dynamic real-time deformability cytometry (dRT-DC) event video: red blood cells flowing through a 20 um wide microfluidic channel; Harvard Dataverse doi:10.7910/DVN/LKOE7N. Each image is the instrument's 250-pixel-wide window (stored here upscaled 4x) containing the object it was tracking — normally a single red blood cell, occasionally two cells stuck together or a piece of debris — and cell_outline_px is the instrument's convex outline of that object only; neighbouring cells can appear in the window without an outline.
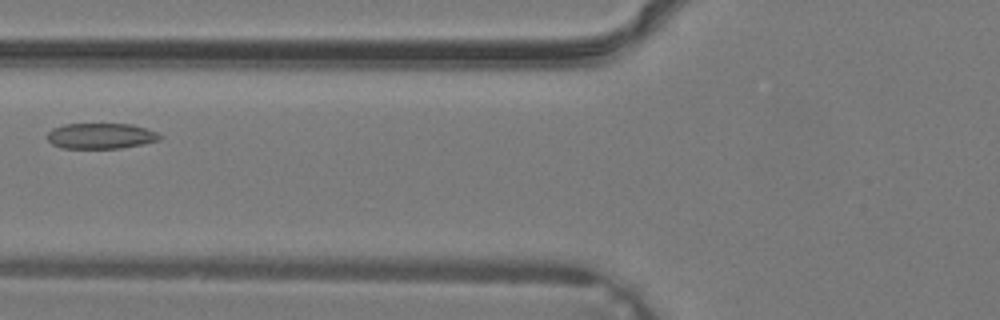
{"species": "common noctule bat (a hibernating species)", "species_latin": "Nyctalus noctula", "temperature_condition": "warm", "stored_images_in_passage": 36, "camera_frame_rate_fps": 3000, "um_per_image_px": 0.085, "animal": {"sex": "male", "body_mass_g": 19.2, "forearm_length_mm": 51.8}, "frame": {"image": 1, "passage_image": 12, "time_ms": 3.667, "image_size_px": [1000, 320], "cell_outline_px": [[164, 136], [160, 140], [144, 144], [120, 148], [60, 148], [52, 144], [48, 140], [48, 132], [52, 128], [64, 124], [132, 124], [156, 132]], "centroid_in_image_um": [8.58, 11.56], "position_along_channel_um": 117.2, "area_um2": 16.88}}
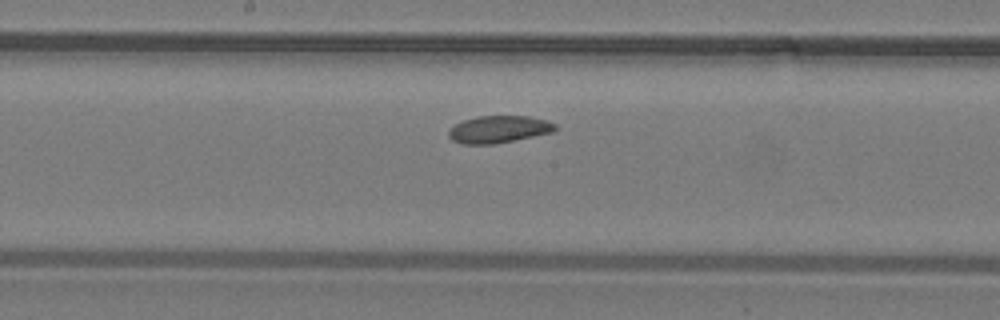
{"frame": {"image": 2, "passage_image": 17, "time_ms": 5.333, "image_size_px": [1000, 320], "cell_outline_px": [[556, 128], [552, 132], [492, 144], [460, 144], [452, 140], [448, 136], [448, 132], [456, 124], [464, 120], [476, 116], [528, 116], [548, 120], [556, 124]], "centroid_in_image_um": [42.38, 10.98], "position_along_channel_um": 205.8, "area_um2": 16.7}}
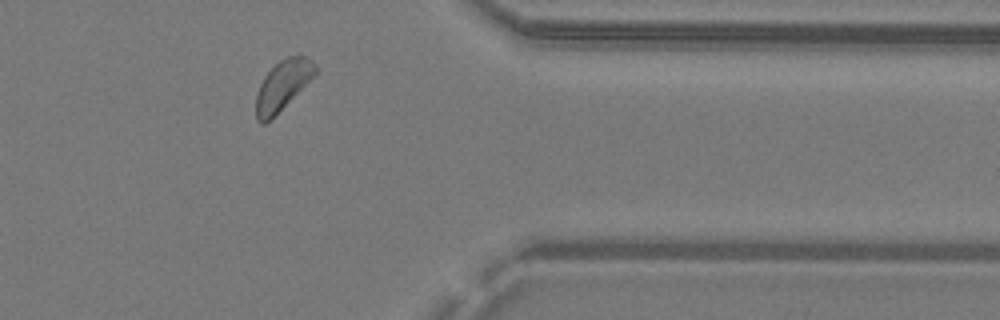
{"frame": {"image": 3, "passage_image": 28, "time_ms": 9.0, "image_size_px": [1000, 320], "cell_outline_px": [[316, 76], [264, 124], [260, 124], [256, 120], [256, 96], [260, 84], [264, 76], [284, 56], [300, 52], [308, 56], [316, 64]], "centroid_in_image_um": [24.07, 7.17], "position_along_channel_um": 387.3, "area_um2": 17.4}}